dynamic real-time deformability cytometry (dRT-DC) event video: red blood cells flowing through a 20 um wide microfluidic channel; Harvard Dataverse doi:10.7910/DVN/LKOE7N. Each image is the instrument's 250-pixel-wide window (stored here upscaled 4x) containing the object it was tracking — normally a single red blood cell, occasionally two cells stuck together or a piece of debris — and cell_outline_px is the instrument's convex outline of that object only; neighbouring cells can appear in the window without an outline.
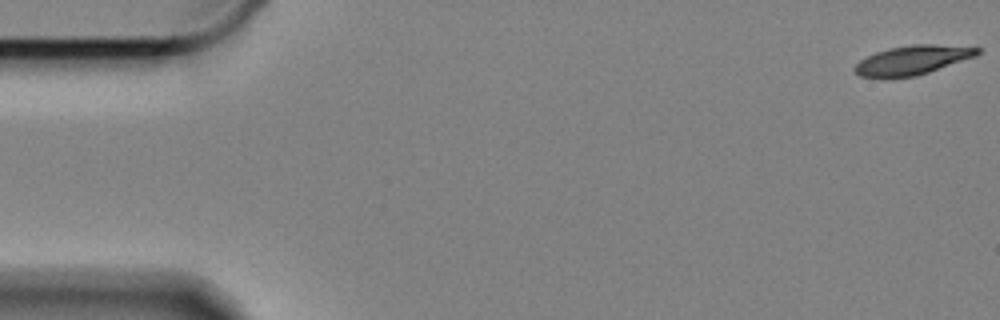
{"species": "Egyptian fruit bat (a non-hibernating species)", "species_latin": "Rousettus aegyptiacus", "temperature_condition": "cold", "stored_images_in_passage": 60, "camera_frame_rate_fps": 3000, "um_per_image_px": 0.085, "animal": {"sex": "female"}, "frame": {"image": 1, "passage_image": 1, "time_ms": 0.0, "image_size_px": [1000, 320], "cell_outline_px": [[980, 52], [976, 56], [916, 76], [860, 76], [852, 68], [860, 60], [876, 52], [888, 48], [912, 44], [932, 44], [980, 48]], "centroid_in_image_um": [77.57, 5.08], "position_along_channel_um": 7.4, "area_um2": 20.29}}
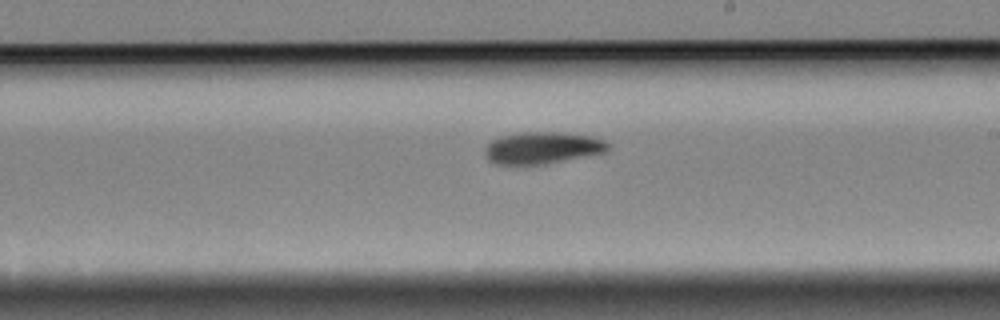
{"frame": {"image": 2, "passage_image": 34, "time_ms": 11.0, "image_size_px": [1000, 320], "cell_outline_px": [[608, 148], [604, 152], [544, 164], [496, 164], [488, 160], [484, 156], [484, 148], [492, 140], [500, 136], [520, 132], [560, 132], [592, 136], [604, 140], [608, 144]], "centroid_in_image_um": [46.04, 12.56], "position_along_channel_um": 243.0, "area_um2": 22.77}}
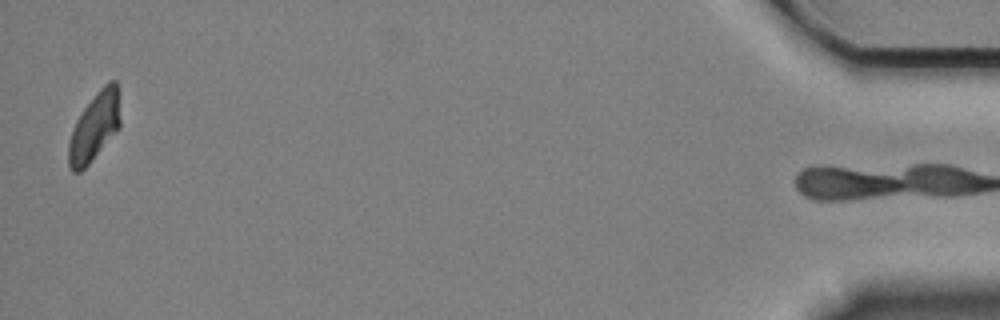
{"frame": {"image": 3, "passage_image": 59, "time_ms": 19.333, "image_size_px": [1000, 320], "cell_outline_px": [[120, 128], [88, 164], [80, 172], [72, 172], [68, 164], [68, 144], [72, 128], [76, 120], [84, 108], [96, 92], [108, 80], [116, 80], [120, 120]], "centroid_in_image_um": [8.01, 10.78], "position_along_channel_um": 427.2, "area_um2": 20.52}, "authors_computed_cell_mechanics": {"area_um2": 22.1663, "velocity_mm_per_s": 3.3059, "shape_relaxation_time_tau1_ms": 4.141, "shape_relaxation_time_tau2_ms": null, "deformation_change_tau1": 0.122, "deformation_change_tau2": null}}